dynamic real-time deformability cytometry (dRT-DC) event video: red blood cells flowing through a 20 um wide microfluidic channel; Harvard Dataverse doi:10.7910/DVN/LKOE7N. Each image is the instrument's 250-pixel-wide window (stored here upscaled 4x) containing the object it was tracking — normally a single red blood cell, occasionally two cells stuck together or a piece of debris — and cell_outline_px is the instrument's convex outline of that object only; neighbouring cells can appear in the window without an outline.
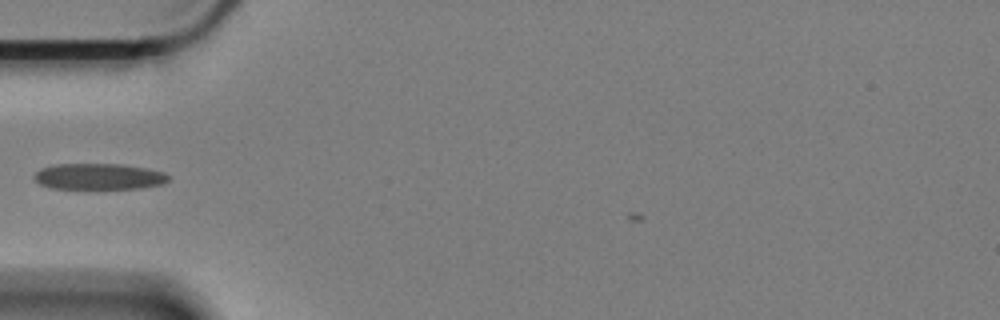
{"species": "Egyptian fruit bat (a non-hibernating species)", "species_latin": "Rousettus aegyptiacus", "temperature_condition": "cold", "stored_images_in_passage": 37, "camera_frame_rate_fps": 3000, "um_per_image_px": 0.085, "animal": {"sex": "female"}, "frame": {"image": 1, "passage_image": 2, "time_ms": 0.333, "image_size_px": [1000, 320], "cell_outline_px": [[168, 180], [164, 184], [140, 188], [48, 188], [40, 184], [32, 176], [40, 168], [56, 164], [120, 164], [144, 168], [164, 172], [168, 176]], "centroid_in_image_um": [8.37, 15.0], "position_along_channel_um": 76.6, "area_um2": 20.29}}
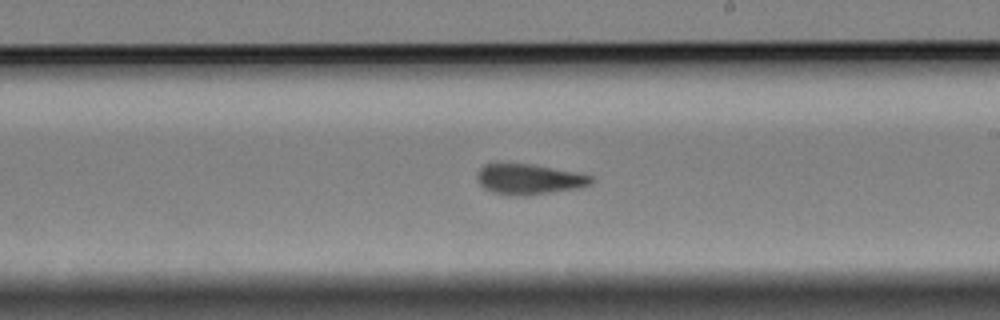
{"frame": {"image": 2, "passage_image": 17, "time_ms": 5.333, "image_size_px": [1000, 320], "cell_outline_px": [[592, 180], [588, 184], [576, 188], [552, 192], [524, 196], [516, 196], [492, 192], [484, 188], [480, 184], [476, 176], [476, 172], [484, 164], [496, 160], [532, 164], [592, 176]], "centroid_in_image_um": [44.82, 15.19], "position_along_channel_um": 244.2, "area_um2": 20.52}}
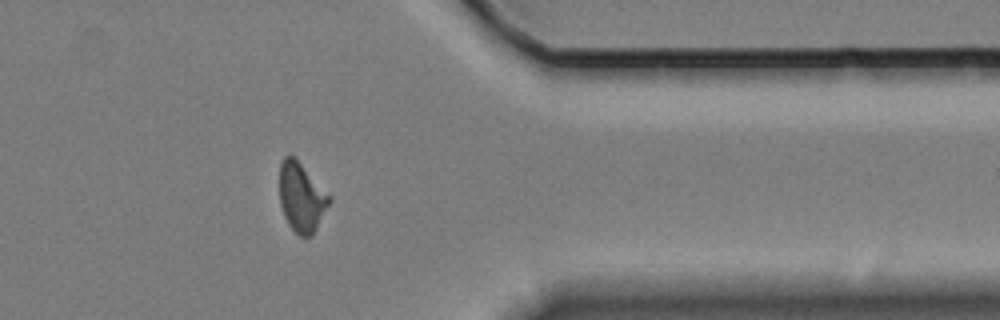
{"frame": {"image": 3, "passage_image": 31, "time_ms": 10.0, "image_size_px": [1000, 320], "cell_outline_px": [[332, 200], [316, 228], [308, 236], [300, 236], [288, 224], [284, 216], [280, 204], [280, 164], [284, 156], [296, 156], [332, 196]], "centroid_in_image_um": [25.64, 16.71], "position_along_channel_um": 385.8, "area_um2": 20.23}, "authors_computed_cell_mechanics": {"area_um2": 20.23, "velocity_mm_per_s": 3.3326, "shape_relaxation_time_tau1_ms": 5.6774, "shape_relaxation_time_tau2_ms": 1.6211, "deformation_change_tau1": 0.1646, "deformation_change_tau2": 0.0857}}